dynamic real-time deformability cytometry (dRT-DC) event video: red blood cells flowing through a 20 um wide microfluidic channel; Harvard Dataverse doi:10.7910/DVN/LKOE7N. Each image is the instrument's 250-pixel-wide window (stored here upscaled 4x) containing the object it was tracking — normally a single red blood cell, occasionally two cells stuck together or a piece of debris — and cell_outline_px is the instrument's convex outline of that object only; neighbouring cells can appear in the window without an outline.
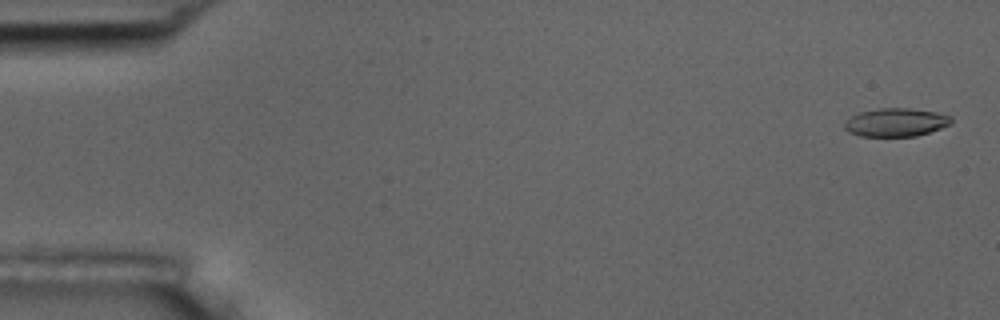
{"species": "common noctule bat (a hibernating species)", "species_latin": "Nyctalus noctula", "temperature_condition": "room temperature", "stored_images_in_passage": 5, "camera_frame_rate_fps": 3000, "um_per_image_px": 0.085, "animal": {"sex": "male", "body_mass_g": 17.5, "forearm_length_mm": 52.3}, "frame": {"image": 1, "passage_image": 1, "time_ms": 0.0, "image_size_px": [1000, 320], "cell_outline_px": [[952, 120], [948, 124], [940, 128], [916, 136], [860, 136], [848, 132], [844, 128], [844, 120], [860, 112], [880, 108], [908, 108], [936, 112], [952, 116]], "centroid_in_image_um": [76.11, 10.4], "position_along_channel_um": 8.9, "area_um2": 17.51}}
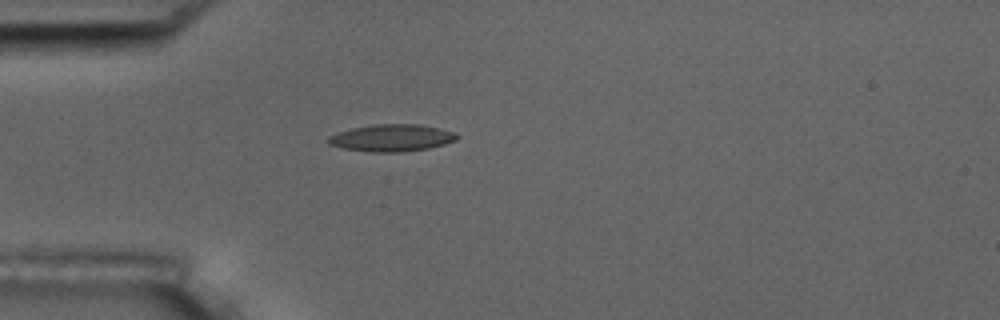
{"frame": {"image": 2, "passage_image": 5, "time_ms": 4.667, "image_size_px": [1000, 320], "cell_outline_px": [[460, 136], [456, 140], [444, 144], [428, 148], [400, 152], [372, 152], [344, 148], [328, 144], [328, 136], [352, 128], [372, 124], [420, 124], [440, 128], [452, 132]], "centroid_in_image_um": [33.3, 11.71], "position_along_channel_um": 51.7, "area_um2": 20.17}}